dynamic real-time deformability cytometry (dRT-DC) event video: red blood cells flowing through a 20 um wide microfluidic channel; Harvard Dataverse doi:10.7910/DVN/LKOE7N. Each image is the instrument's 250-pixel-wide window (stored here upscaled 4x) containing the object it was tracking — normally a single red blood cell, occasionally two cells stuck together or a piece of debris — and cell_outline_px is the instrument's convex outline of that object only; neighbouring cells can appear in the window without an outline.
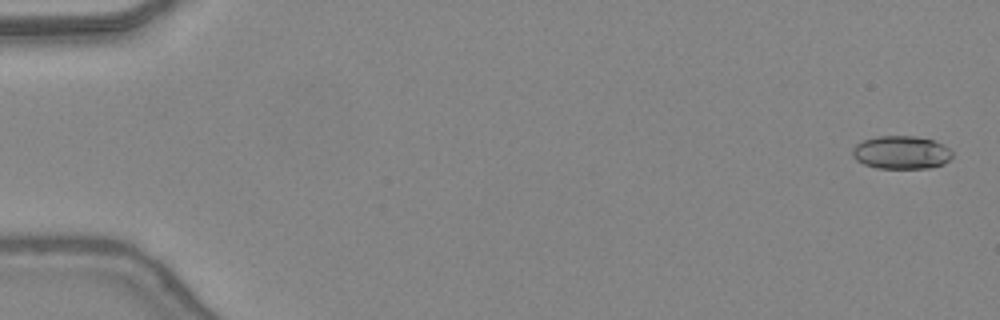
{"species": "common noctule bat (a hibernating species)", "species_latin": "Nyctalus noctula", "temperature_condition": "warm", "stored_images_in_passage": 48, "camera_frame_rate_fps": 3000, "um_per_image_px": 0.085, "animal": {"sex": "female", "body_mass_g": 24.6, "forearm_length_mm": 56.2}, "frame": {"image": 1, "passage_image": 2, "time_ms": 0.333, "image_size_px": [1000, 320], "cell_outline_px": [[952, 156], [944, 164], [928, 168], [876, 168], [864, 164], [856, 160], [852, 156], [852, 148], [856, 144], [864, 140], [876, 136], [916, 136], [932, 140], [948, 148], [952, 152]], "centroid_in_image_um": [76.57, 12.96], "position_along_channel_um": 8.4, "area_um2": 19.25}}
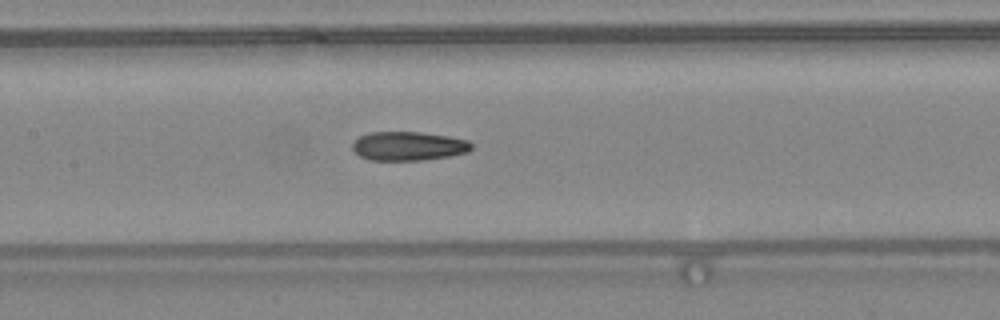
{"frame": {"image": 2, "passage_image": 24, "time_ms": 7.667, "image_size_px": [1000, 320], "cell_outline_px": [[472, 148], [468, 152], [448, 156], [424, 160], [372, 160], [360, 156], [352, 148], [352, 144], [360, 136], [372, 132], [420, 132], [448, 136], [468, 140], [472, 144]], "centroid_in_image_um": [34.74, 12.41], "position_along_channel_um": 172.7, "area_um2": 19.94}}
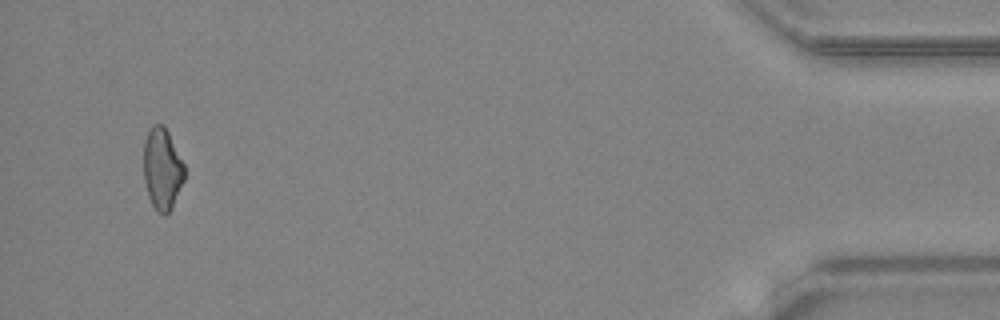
{"frame": {"image": 3, "passage_image": 46, "time_ms": 15.0, "image_size_px": [1000, 320], "cell_outline_px": [[184, 180], [172, 208], [164, 216], [156, 212], [148, 196], [144, 180], [144, 140], [152, 124], [164, 124], [184, 164]], "centroid_in_image_um": [13.78, 14.37], "position_along_channel_um": 421.4, "area_um2": 19.48}, "authors_computed_cell_mechanics": {"area_um2": 19.8832, "velocity_mm_per_s": 4.4482, "shape_relaxation_time_tau1_ms": null, "shape_relaxation_time_tau2_ms": 2.3064, "deformation_change_tau1": null, "deformation_change_tau2": 0.1065}}